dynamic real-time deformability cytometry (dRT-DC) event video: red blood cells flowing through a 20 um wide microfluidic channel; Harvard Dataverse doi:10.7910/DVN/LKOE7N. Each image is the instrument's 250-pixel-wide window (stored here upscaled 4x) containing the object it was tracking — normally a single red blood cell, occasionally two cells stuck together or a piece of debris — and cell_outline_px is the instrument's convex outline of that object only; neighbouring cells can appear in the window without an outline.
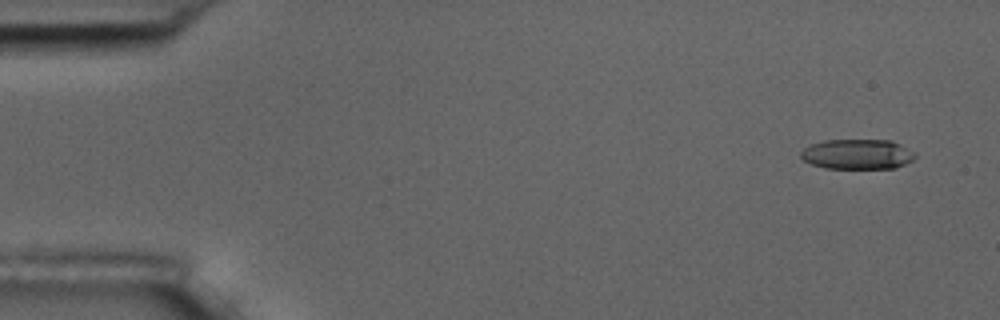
{"species": "common noctule bat (a hibernating species)", "species_latin": "Nyctalus noctula", "temperature_condition": "room temperature", "stored_images_in_passage": 4, "camera_frame_rate_fps": 3000, "um_per_image_px": 0.085, "animal": {"sex": "male", "body_mass_g": 17.5, "forearm_length_mm": 52.3}, "frame": {"image": 1, "passage_image": 1, "time_ms": 0.0, "image_size_px": [1000, 320], "cell_outline_px": [[916, 156], [912, 160], [896, 168], [824, 168], [812, 164], [804, 160], [800, 156], [800, 152], [808, 144], [824, 140], [892, 140], [916, 152]], "centroid_in_image_um": [72.87, 13.1], "position_along_channel_um": 12.1, "area_um2": 20.17}}